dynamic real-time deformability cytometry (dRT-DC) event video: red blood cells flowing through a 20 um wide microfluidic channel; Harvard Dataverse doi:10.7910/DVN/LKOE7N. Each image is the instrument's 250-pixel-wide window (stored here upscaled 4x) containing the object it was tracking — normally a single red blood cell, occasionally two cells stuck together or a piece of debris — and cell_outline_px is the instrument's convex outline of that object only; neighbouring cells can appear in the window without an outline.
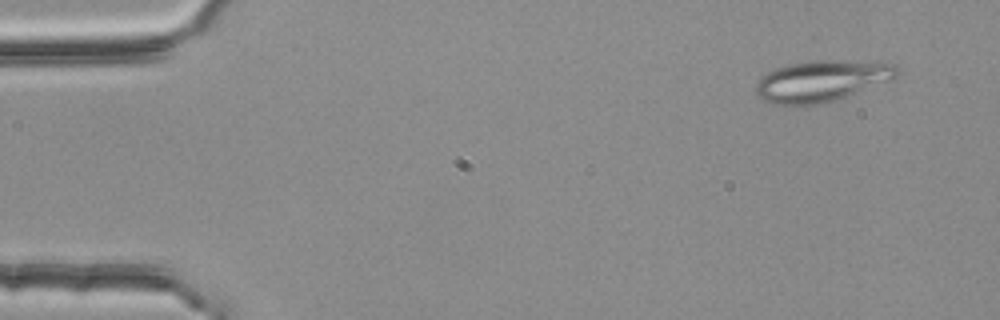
{"species": "common noctule bat (a hibernating species)", "species_latin": "Nyctalus noctula", "temperature_condition": "room temperature", "stored_images_in_passage": 3, "camera_frame_rate_fps": 3000, "um_per_image_px": 0.085, "animal": {"sex": "female", "body_mass_g": 25.1}, "frame": {"image": 1, "passage_image": 1, "time_ms": 0.0, "image_size_px": [1000, 320], "cell_outline_px": [[900, 72], [892, 80], [836, 100], [820, 104], [776, 104], [764, 100], [756, 92], [756, 84], [768, 72], [776, 68], [788, 64], [812, 60], [876, 60], [896, 64], [900, 68]], "centroid_in_image_um": [69.96, 6.84], "position_along_channel_um": 15.0, "area_um2": 34.16}}